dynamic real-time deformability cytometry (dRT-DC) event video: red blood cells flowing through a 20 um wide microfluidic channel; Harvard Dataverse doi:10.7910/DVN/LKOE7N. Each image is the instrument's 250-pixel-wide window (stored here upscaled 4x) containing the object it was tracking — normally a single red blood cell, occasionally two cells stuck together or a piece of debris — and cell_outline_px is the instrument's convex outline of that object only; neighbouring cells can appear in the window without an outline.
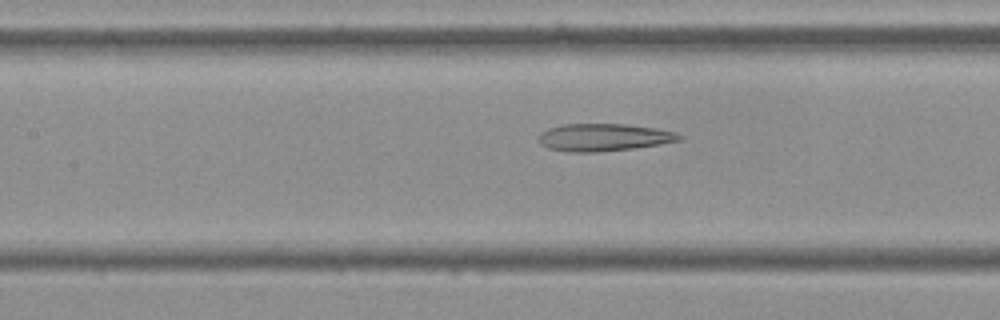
{"species": "Egyptian fruit bat (a non-hibernating species)", "species_latin": "Rousettus aegyptiacus", "temperature_condition": "cold", "stored_images_in_passage": 55, "camera_frame_rate_fps": 3000, "um_per_image_px": 0.085, "frame": {"image": 1, "passage_image": 24, "time_ms": 7.667, "image_size_px": [1000, 320], "cell_outline_px": [[684, 136], [680, 140], [660, 144], [636, 148], [596, 152], [568, 152], [548, 148], [540, 144], [536, 140], [536, 136], [540, 132], [548, 128], [564, 124], [628, 124], [656, 128], [676, 132]], "centroid_in_image_um": [51.28, 11.67], "position_along_channel_um": 156.1, "area_um2": 22.83}}
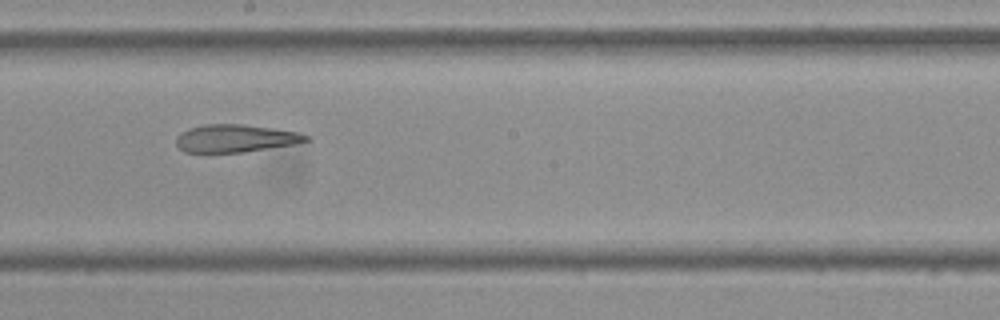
{"frame": {"image": 2, "passage_image": 30, "time_ms": 9.667, "image_size_px": [1000, 320], "cell_outline_px": [[312, 140], [296, 144], [244, 152], [184, 152], [176, 144], [176, 136], [180, 132], [188, 128], [204, 124], [244, 124], [300, 132], [312, 136]], "centroid_in_image_um": [20.06, 11.75], "position_along_channel_um": 228.1, "area_um2": 21.27}}
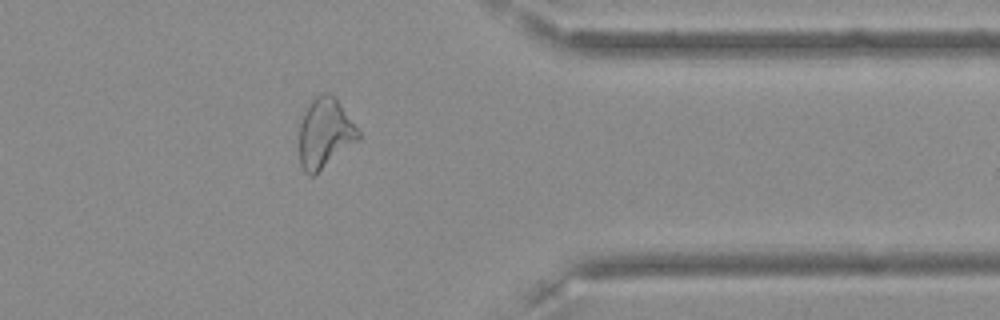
{"frame": {"image": 3, "passage_image": 44, "time_ms": 14.333, "image_size_px": [1000, 320], "cell_outline_px": [[360, 140], [312, 176], [308, 176], [304, 172], [300, 164], [300, 116], [308, 104], [316, 96], [324, 92], [328, 92], [336, 96], [360, 132]], "centroid_in_image_um": [27.62, 11.29], "position_along_channel_um": 383.8, "area_um2": 24.33}, "authors_computed_cell_mechanics": {"area_um2": 25.4898, "velocity_mm_per_s": 3.6211, "shape_relaxation_time_tau1_ms": null, "shape_relaxation_time_tau2_ms": 3.3461, "deformation_change_tau1": null, "deformation_change_tau2": 0.1272}}